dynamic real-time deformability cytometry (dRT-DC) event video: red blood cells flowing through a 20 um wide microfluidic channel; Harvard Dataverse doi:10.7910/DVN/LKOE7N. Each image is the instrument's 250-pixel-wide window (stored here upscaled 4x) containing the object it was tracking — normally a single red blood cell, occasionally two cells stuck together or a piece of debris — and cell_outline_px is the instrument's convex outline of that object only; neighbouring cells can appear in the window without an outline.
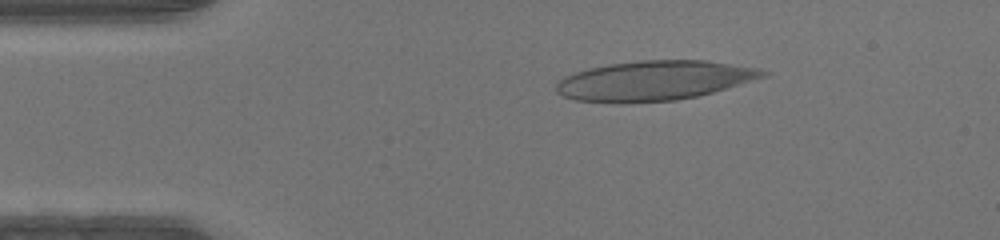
{"species": "human", "species_latin": "Homo sapiens", "temperature_condition": "warm", "stored_images_in_passage": 43, "camera_frame_rate_fps": 3000, "um_per_image_px": 0.085, "donor": {"sex": "male"}, "frame": {"image": 1, "passage_image": 5, "time_ms": 1.333, "image_size_px": [1000, 240], "cell_outline_px": [[772, 72], [768, 76], [712, 92], [696, 96], [676, 100], [624, 104], [616, 104], [576, 100], [564, 96], [556, 92], [556, 84], [564, 76], [588, 68], [608, 64], [640, 60], [704, 60], [760, 68]], "centroid_in_image_um": [55.6, 6.86], "position_along_channel_um": 29.4, "area_um2": 48.21}}
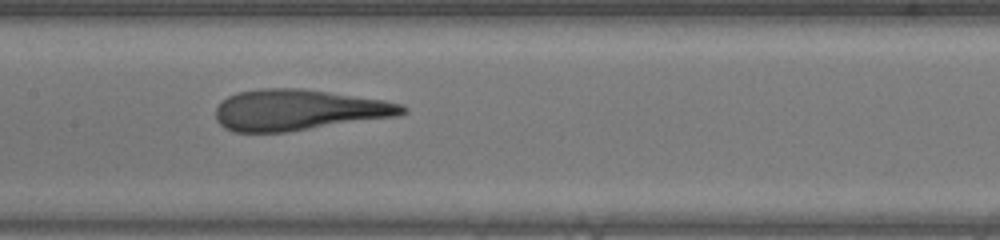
{"frame": {"image": 2, "passage_image": 19, "time_ms": 6.0, "image_size_px": [1000, 240], "cell_outline_px": [[408, 112], [400, 116], [288, 132], [232, 132], [224, 128], [216, 120], [216, 108], [228, 96], [236, 92], [260, 88], [300, 88], [384, 100], [400, 104], [408, 108]], "centroid_in_image_um": [25.39, 9.36], "position_along_channel_um": 182.0, "area_um2": 44.74}}
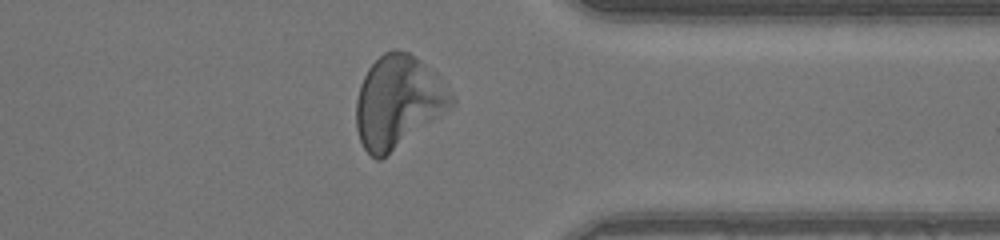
{"frame": {"image": 3, "passage_image": 33, "time_ms": 10.667, "image_size_px": [1000, 240], "cell_outline_px": [[456, 104], [452, 108], [380, 160], [376, 160], [364, 148], [360, 140], [356, 128], [356, 100], [360, 84], [368, 68], [384, 52], [392, 48], [396, 48], [408, 52], [420, 60], [456, 100]], "centroid_in_image_um": [33.8, 8.67], "position_along_channel_um": 377.6, "area_um2": 50.52}}